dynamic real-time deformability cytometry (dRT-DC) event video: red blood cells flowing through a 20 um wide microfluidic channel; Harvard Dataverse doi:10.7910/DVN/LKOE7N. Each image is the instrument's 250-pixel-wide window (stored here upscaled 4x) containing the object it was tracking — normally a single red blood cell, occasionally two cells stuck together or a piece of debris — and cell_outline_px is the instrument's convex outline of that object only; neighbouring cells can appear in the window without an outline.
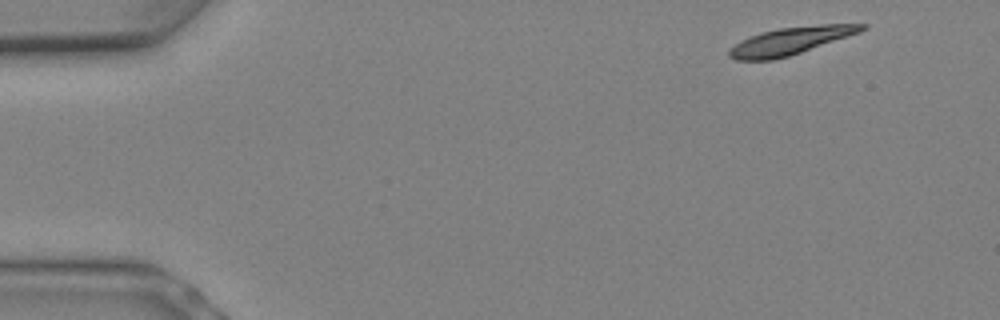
{"species": "Egyptian fruit bat (a non-hibernating species)", "species_latin": "Rousettus aegyptiacus", "temperature_condition": "warm", "stored_images_in_passage": 7, "camera_frame_rate_fps": 3000, "um_per_image_px": 0.085, "animal": {"sex": "female"}, "frame": {"image": 1, "passage_image": 1, "time_ms": 0.0, "image_size_px": [1000, 320], "cell_outline_px": [[868, 28], [860, 32], [788, 56], [772, 60], [736, 60], [728, 56], [728, 52], [736, 44], [760, 32], [780, 28], [820, 24], [868, 24]], "centroid_in_image_um": [67.22, 3.47], "position_along_channel_um": 17.8, "area_um2": 20.75}}
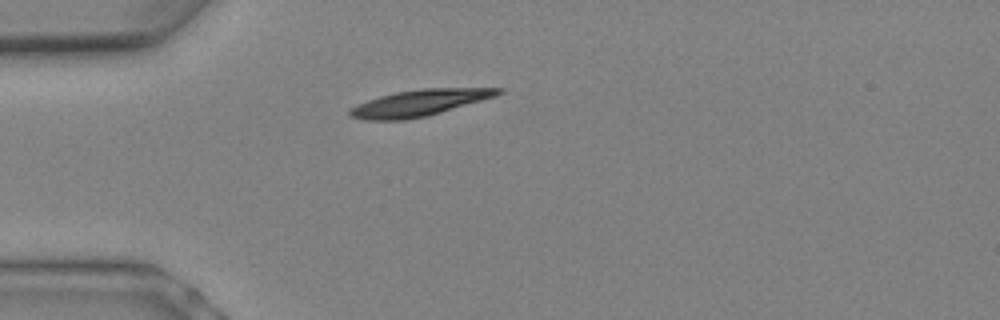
{"frame": {"image": 2, "passage_image": 5, "time_ms": 1.333, "image_size_px": [1000, 320], "cell_outline_px": [[504, 92], [496, 96], [428, 116], [404, 120], [364, 120], [352, 116], [348, 112], [356, 104], [380, 96], [396, 92], [420, 88], [504, 88]], "centroid_in_image_um": [35.67, 8.74], "position_along_channel_um": 49.3, "area_um2": 22.72}}
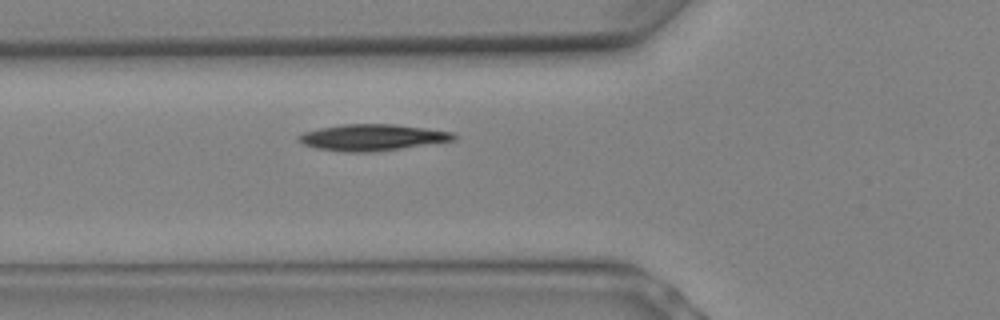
{"frame": {"image": 3, "passage_image": 7, "time_ms": 2.0, "image_size_px": [1000, 320], "cell_outline_px": [[456, 140], [372, 152], [348, 152], [316, 148], [304, 144], [296, 140], [296, 136], [304, 132], [320, 128], [340, 124], [396, 124], [456, 132]], "centroid_in_image_um": [31.64, 11.67], "position_along_channel_um": 94.2, "area_um2": 23.87}}